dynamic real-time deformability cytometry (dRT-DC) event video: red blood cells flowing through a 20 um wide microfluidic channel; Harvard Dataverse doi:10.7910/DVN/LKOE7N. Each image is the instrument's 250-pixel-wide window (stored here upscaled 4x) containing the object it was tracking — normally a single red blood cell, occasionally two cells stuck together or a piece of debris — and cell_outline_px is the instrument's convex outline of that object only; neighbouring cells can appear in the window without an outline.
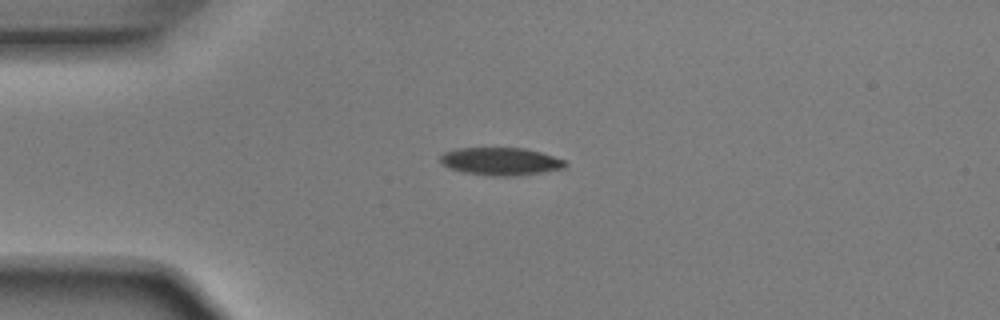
{"species": "Egyptian fruit bat (a non-hibernating species)", "species_latin": "Rousettus aegyptiacus", "temperature_condition": "room temperature", "stored_images_in_passage": 3, "camera_frame_rate_fps": 3000, "um_per_image_px": 0.085, "animal": {"sex": "male"}, "frame": {"image": 1, "passage_image": 1, "time_ms": 0.0, "image_size_px": [1000, 320], "cell_outline_px": [[568, 164], [564, 168], [544, 172], [512, 176], [492, 176], [464, 172], [448, 168], [440, 164], [440, 156], [444, 152], [456, 148], [524, 148], [540, 152], [564, 160]], "centroid_in_image_um": [42.52, 13.72], "position_along_channel_um": 42.5, "area_um2": 20.23}}
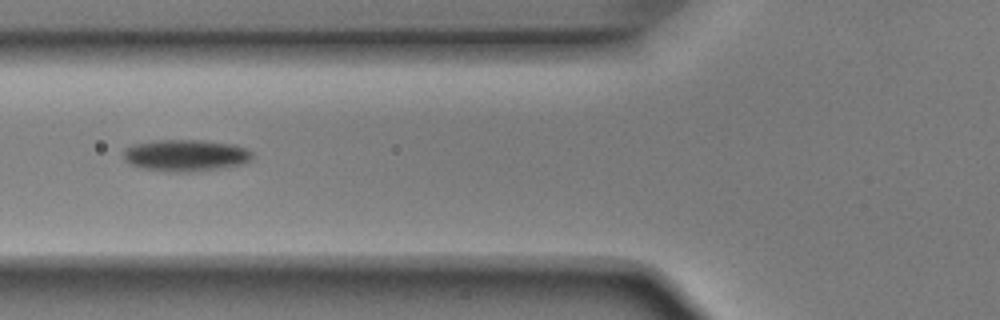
{"frame": {"image": 2, "passage_image": 3, "time_ms": 0.667, "image_size_px": [1000, 320], "cell_outline_px": [[252, 160], [244, 164], [216, 168], [144, 168], [132, 164], [124, 160], [124, 148], [132, 144], [156, 140], [204, 140], [236, 144], [252, 152]], "centroid_in_image_um": [15.82, 13.12], "position_along_channel_um": 110.0, "area_um2": 22.54}}